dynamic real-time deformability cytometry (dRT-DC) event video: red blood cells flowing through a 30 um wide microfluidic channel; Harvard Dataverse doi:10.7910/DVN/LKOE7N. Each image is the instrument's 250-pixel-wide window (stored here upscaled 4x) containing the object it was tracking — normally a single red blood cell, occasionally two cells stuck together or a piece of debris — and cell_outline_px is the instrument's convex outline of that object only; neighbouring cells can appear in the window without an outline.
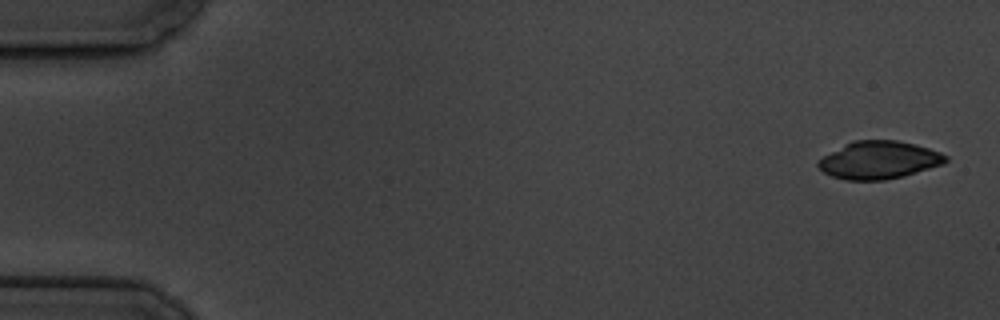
{"species": "common noctule bat (a hibernating species)", "species_latin": "Nyctalus noctula", "temperature_condition": "cold", "stored_images_in_passage": 7, "camera_frame_rate_fps": 3000, "um_per_image_px": 0.085, "animal": {"sex": "male", "body_mass_g": 19.5, "forearm_length_mm": 54.6}, "frame": {"image": 1, "passage_image": 1, "time_ms": 0.0, "image_size_px": [1000, 320], "cell_outline_px": [[948, 160], [944, 164], [904, 176], [884, 180], [844, 180], [832, 176], [824, 172], [816, 164], [816, 160], [844, 144], [852, 140], [896, 140], [916, 144], [940, 152], [948, 156]], "centroid_in_image_um": [74.71, 13.6], "position_along_channel_um": 10.3, "area_um2": 28.21}}
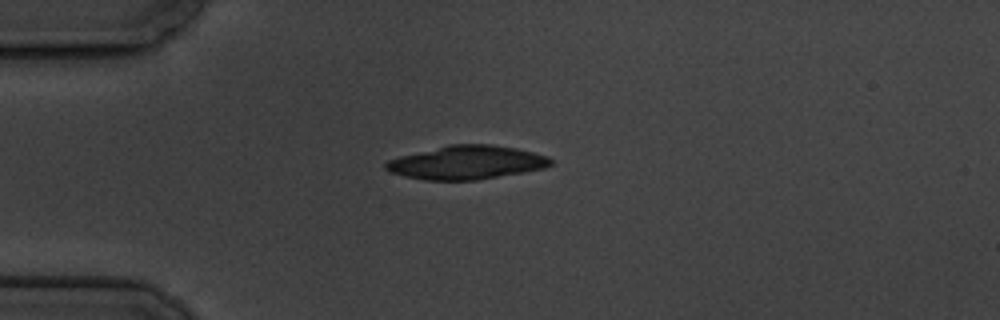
{"frame": {"image": 2, "passage_image": 4, "time_ms": 4.333, "image_size_px": [1000, 320], "cell_outline_px": [[552, 164], [544, 168], [524, 172], [476, 180], [428, 180], [404, 176], [388, 172], [384, 168], [384, 164], [388, 160], [400, 156], [448, 144], [488, 144], [516, 148], [548, 156], [552, 160]], "centroid_in_image_um": [39.64, 13.81], "position_along_channel_um": 45.4, "area_um2": 32.25}}